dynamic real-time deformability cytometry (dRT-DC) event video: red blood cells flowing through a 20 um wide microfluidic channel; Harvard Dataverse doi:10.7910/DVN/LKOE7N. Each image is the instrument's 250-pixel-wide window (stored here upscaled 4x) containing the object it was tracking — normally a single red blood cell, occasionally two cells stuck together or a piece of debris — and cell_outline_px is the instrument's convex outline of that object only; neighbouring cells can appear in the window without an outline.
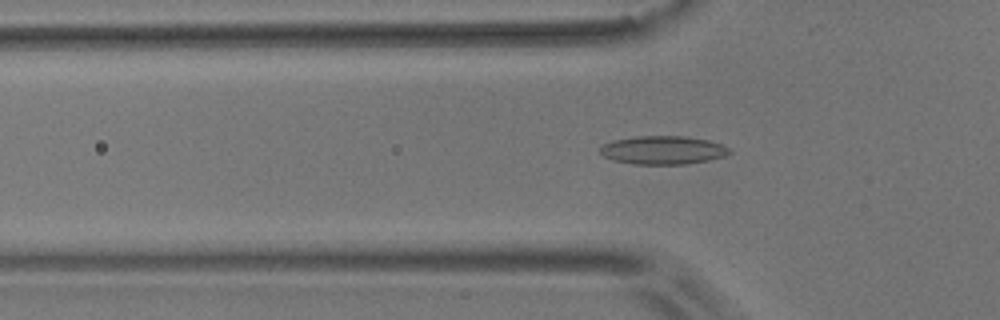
{"species": "common noctule bat (a hibernating species)", "species_latin": "Nyctalus noctula", "temperature_condition": "room temperature", "stored_images_in_passage": 56, "camera_frame_rate_fps": 3000, "um_per_image_px": 0.085, "animal": {"sex": "male", "body_mass_g": 17.9}, "frame": {"image": 1, "passage_image": 18, "time_ms": 5.667, "image_size_px": [1000, 320], "cell_outline_px": [[732, 152], [724, 156], [708, 160], [684, 164], [632, 164], [612, 160], [604, 156], [600, 152], [600, 148], [604, 144], [612, 140], [636, 136], [684, 136], [708, 140], [720, 144], [728, 148]], "centroid_in_image_um": [56.32, 12.76], "position_along_channel_um": 69.5, "area_um2": 21.33}}
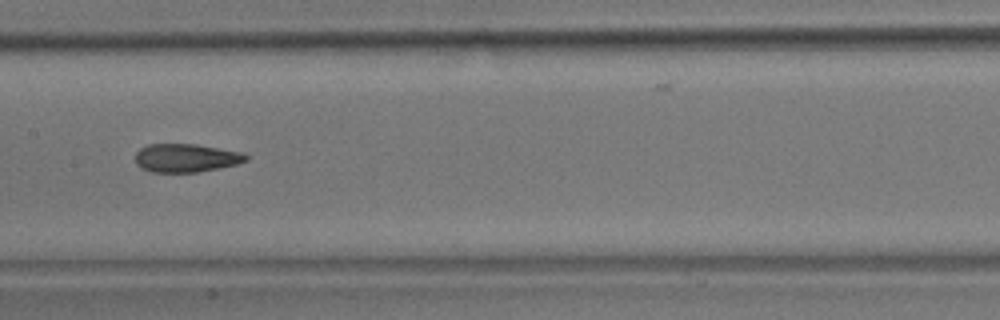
{"frame": {"image": 2, "passage_image": 28, "time_ms": 9.0, "image_size_px": [1000, 320], "cell_outline_px": [[248, 160], [236, 164], [220, 168], [196, 172], [152, 172], [140, 168], [136, 164], [136, 152], [140, 148], [148, 144], [196, 144], [244, 152], [248, 156]], "centroid_in_image_um": [15.82, 13.42], "position_along_channel_um": 191.6, "area_um2": 18.44}}
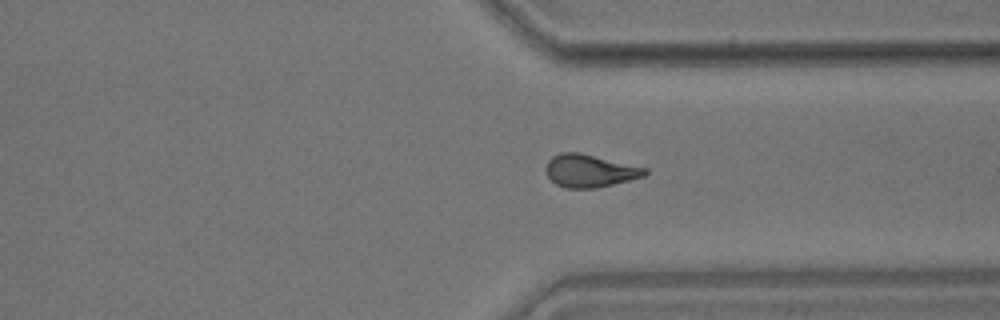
{"frame": {"image": 3, "passage_image": 42, "time_ms": 13.667, "image_size_px": [1000, 320], "cell_outline_px": [[648, 172], [644, 176], [596, 188], [568, 188], [556, 184], [548, 176], [544, 168], [548, 160], [552, 156], [560, 152], [580, 152], [648, 168]], "centroid_in_image_um": [50.11, 14.5], "position_along_channel_um": 361.3, "area_um2": 18.9}, "authors_computed_cell_mechanics": {"area_um2": 18.9584, "velocity_mm_per_s": 3.6371, "shape_relaxation_time_tau1_ms": 6.4444, "shape_relaxation_time_tau2_ms": 1.7585, "deformation_change_tau1": 0.1722, "deformation_change_tau2": 0.0882}}